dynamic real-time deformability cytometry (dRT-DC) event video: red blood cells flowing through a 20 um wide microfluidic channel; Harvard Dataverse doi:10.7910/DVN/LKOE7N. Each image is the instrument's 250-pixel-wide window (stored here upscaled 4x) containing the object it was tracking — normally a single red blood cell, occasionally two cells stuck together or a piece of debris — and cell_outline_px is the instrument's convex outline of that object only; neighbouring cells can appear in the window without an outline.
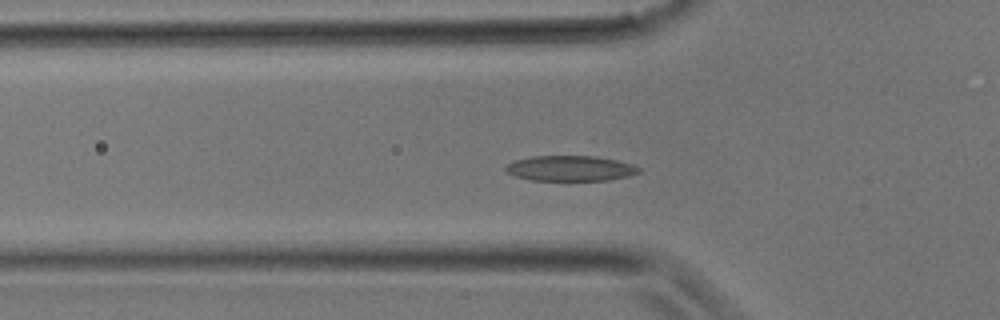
{"species": "common noctule bat (a hibernating species)", "species_latin": "Nyctalus noctula", "temperature_condition": "room temperature", "stored_images_in_passage": 12, "camera_frame_rate_fps": 3000, "um_per_image_px": 0.085, "animal": {"sex": "male", "body_mass_g": 17.9}, "frame": {"image": 1, "passage_image": 10, "time_ms": 3.0, "image_size_px": [1000, 320], "cell_outline_px": [[640, 172], [628, 176], [608, 180], [532, 180], [516, 176], [508, 172], [504, 168], [508, 164], [516, 160], [532, 156], [596, 156], [616, 160], [632, 164], [640, 168]], "centroid_in_image_um": [48.5, 14.3], "position_along_channel_um": 77.3, "area_um2": 19.48}}